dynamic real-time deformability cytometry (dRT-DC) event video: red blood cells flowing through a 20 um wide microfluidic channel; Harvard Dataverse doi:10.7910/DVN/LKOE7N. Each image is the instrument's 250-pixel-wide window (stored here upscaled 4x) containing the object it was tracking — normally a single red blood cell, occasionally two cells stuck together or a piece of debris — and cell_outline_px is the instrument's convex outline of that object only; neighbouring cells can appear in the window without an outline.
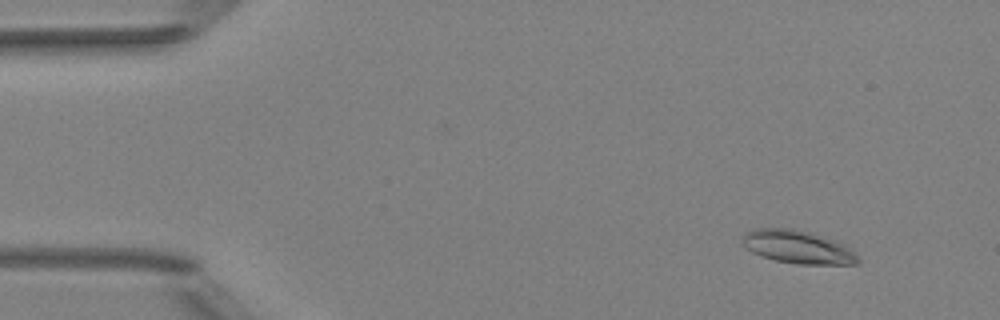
{"species": "Egyptian fruit bat (a non-hibernating species)", "species_latin": "Rousettus aegyptiacus", "temperature_condition": "room temperature", "stored_images_in_passage": 49, "camera_frame_rate_fps": 3000, "um_per_image_px": 0.085, "animal": {"sex": "female"}, "frame": {"image": 1, "passage_image": 3, "time_ms": 0.667, "image_size_px": [1000, 320], "cell_outline_px": [[860, 264], [796, 264], [776, 260], [760, 256], [744, 248], [744, 236], [752, 228], [792, 228], [812, 232], [836, 240], [844, 244], [860, 260]], "centroid_in_image_um": [67.82, 20.99], "position_along_channel_um": 17.2, "area_um2": 22.31}}
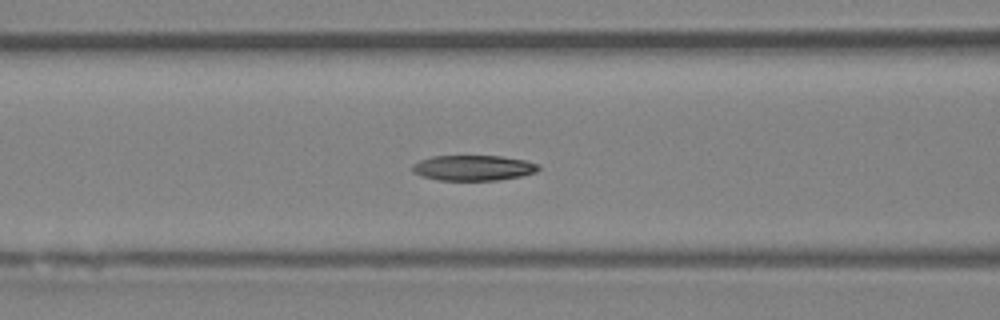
{"frame": {"image": 2, "passage_image": 19, "time_ms": 6.0, "image_size_px": [1000, 320], "cell_outline_px": [[540, 168], [536, 172], [520, 176], [496, 180], [436, 180], [412, 172], [412, 164], [420, 160], [432, 156], [500, 156], [524, 160], [540, 164]], "centroid_in_image_um": [40.22, 14.26], "position_along_channel_um": 126.4, "area_um2": 18.61}}
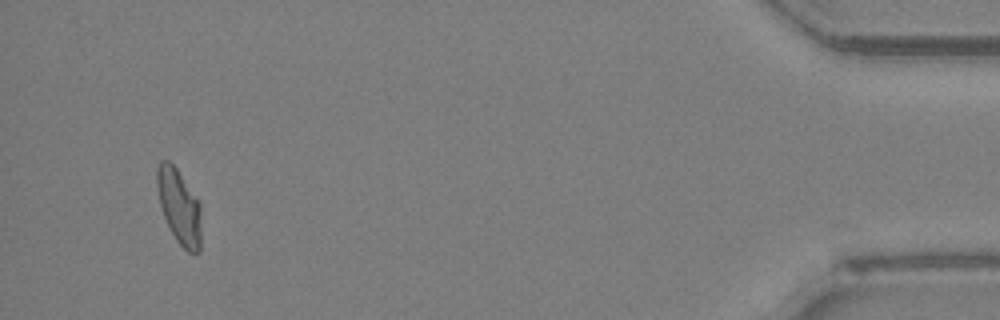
{"frame": {"image": 3, "passage_image": 47, "time_ms": 15.333, "image_size_px": [1000, 320], "cell_outline_px": [[200, 252], [188, 252], [176, 240], [164, 216], [160, 204], [156, 188], [156, 168], [160, 160], [168, 160], [176, 168], [200, 200]], "centroid_in_image_um": [15.22, 17.51], "position_along_channel_um": 420.0, "area_um2": 19.31}, "authors_computed_cell_mechanics": {"area_um2": 19.2474, "velocity_mm_per_s": 3.9934, "shape_relaxation_time_tau1_ms": 7.7108, "shape_relaxation_time_tau2_ms": 3.2693, "deformation_change_tau1": 0.2094, "deformation_change_tau2": 0.0817}}